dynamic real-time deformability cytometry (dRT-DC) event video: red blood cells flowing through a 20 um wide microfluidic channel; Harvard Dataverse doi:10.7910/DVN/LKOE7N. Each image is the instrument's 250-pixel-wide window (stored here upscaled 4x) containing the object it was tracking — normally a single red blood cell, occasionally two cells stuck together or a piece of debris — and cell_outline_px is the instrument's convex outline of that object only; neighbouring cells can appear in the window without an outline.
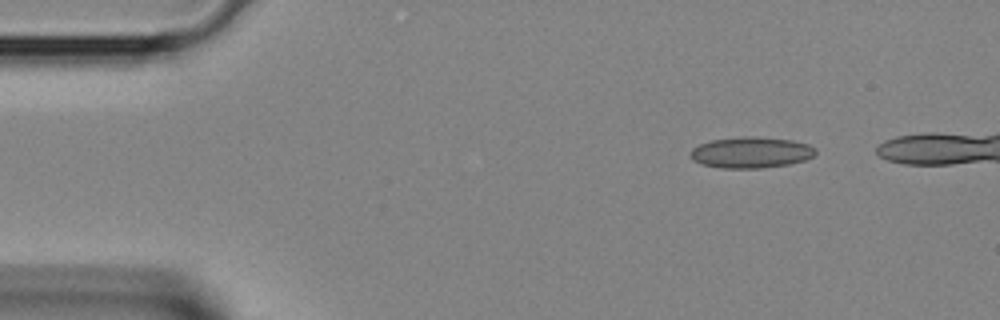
{"species": "Egyptian fruit bat (a non-hibernating species)", "species_latin": "Rousettus aegyptiacus", "temperature_condition": "room temperature", "stored_images_in_passage": 5, "camera_frame_rate_fps": 3000, "um_per_image_px": 0.085, "animal": {"sex": "female"}, "frame": {"image": 1, "passage_image": 1, "time_ms": 0.0, "image_size_px": [1000, 320], "cell_outline_px": [[816, 152], [812, 156], [804, 160], [788, 164], [760, 168], [720, 168], [704, 164], [692, 160], [688, 152], [692, 148], [700, 144], [712, 140], [744, 136], [756, 136], [792, 140], [808, 144], [816, 148]], "centroid_in_image_um": [63.82, 12.95], "position_along_channel_um": 21.2, "area_um2": 22.66}}